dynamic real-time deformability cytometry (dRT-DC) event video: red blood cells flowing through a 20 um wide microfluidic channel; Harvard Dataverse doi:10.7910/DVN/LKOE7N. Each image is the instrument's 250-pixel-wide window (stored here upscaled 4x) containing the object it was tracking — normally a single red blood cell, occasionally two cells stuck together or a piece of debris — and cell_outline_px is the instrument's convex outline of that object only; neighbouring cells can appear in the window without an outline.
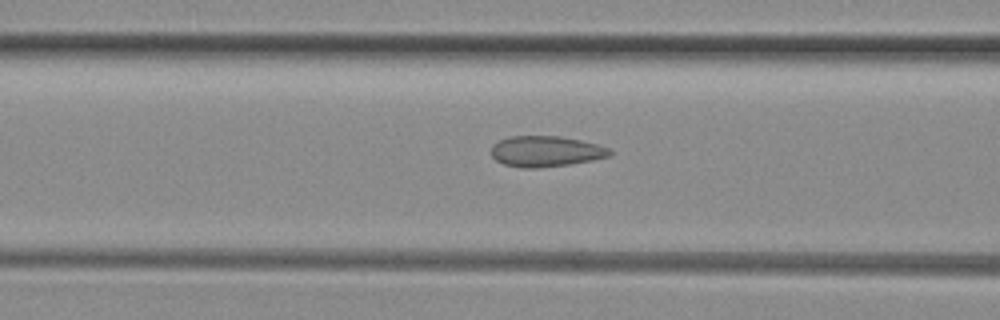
{"species": "common noctule bat (a hibernating species)", "species_latin": "Nyctalus noctula", "temperature_condition": "room temperature", "stored_images_in_passage": 32, "camera_frame_rate_fps": 3000, "um_per_image_px": 0.085, "animal": {"sex": "female", "body_mass_g": 29.2, "forearm_length_mm": 56.3}, "frame": {"image": 1, "passage_image": 11, "time_ms": 3.333, "image_size_px": [1000, 320], "cell_outline_px": [[612, 152], [608, 156], [592, 160], [568, 164], [536, 168], [520, 168], [504, 164], [496, 160], [492, 156], [492, 144], [500, 140], [512, 136], [560, 136], [580, 140], [596, 144], [608, 148]], "centroid_in_image_um": [46.36, 12.86], "position_along_channel_um": 120.2, "area_um2": 21.04}}
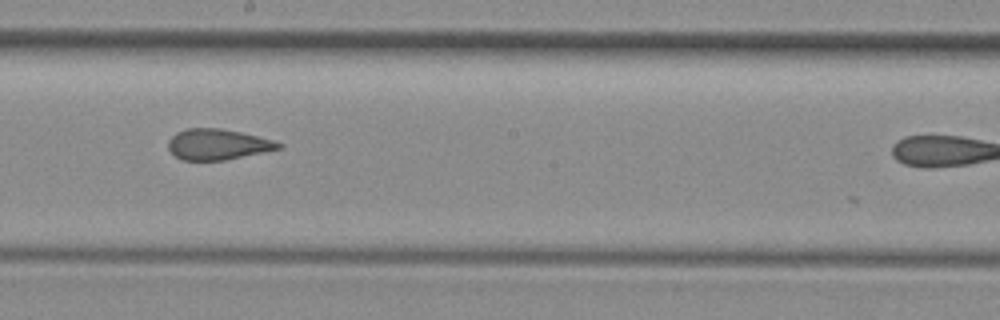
{"frame": {"image": 2, "passage_image": 19, "time_ms": 6.0, "image_size_px": [1000, 320], "cell_outline_px": [[284, 144], [280, 148], [224, 160], [184, 160], [176, 156], [168, 148], [168, 140], [176, 132], [188, 128], [220, 128], [240, 132], [272, 140]], "centroid_in_image_um": [18.46, 12.26], "position_along_channel_um": 229.7, "area_um2": 19.42}}
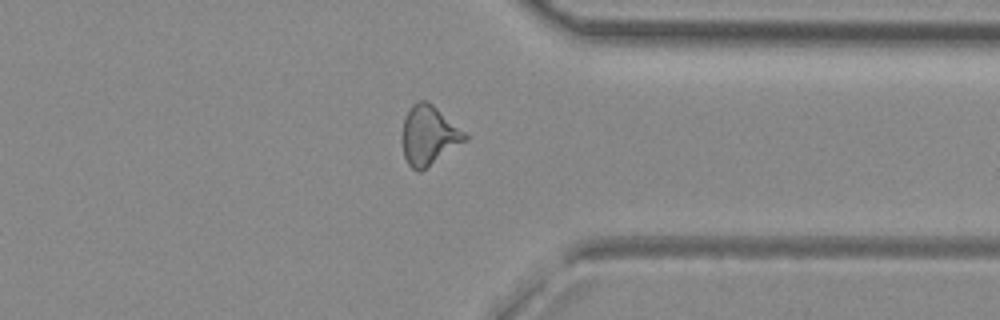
{"frame": {"image": 3, "passage_image": 30, "time_ms": 9.667, "image_size_px": [1000, 320], "cell_outline_px": [[468, 140], [420, 172], [412, 168], [408, 164], [404, 156], [404, 120], [412, 104], [420, 100], [428, 100], [464, 132], [468, 136]], "centroid_in_image_um": [36.48, 11.51], "position_along_channel_um": 374.9, "area_um2": 21.15}}